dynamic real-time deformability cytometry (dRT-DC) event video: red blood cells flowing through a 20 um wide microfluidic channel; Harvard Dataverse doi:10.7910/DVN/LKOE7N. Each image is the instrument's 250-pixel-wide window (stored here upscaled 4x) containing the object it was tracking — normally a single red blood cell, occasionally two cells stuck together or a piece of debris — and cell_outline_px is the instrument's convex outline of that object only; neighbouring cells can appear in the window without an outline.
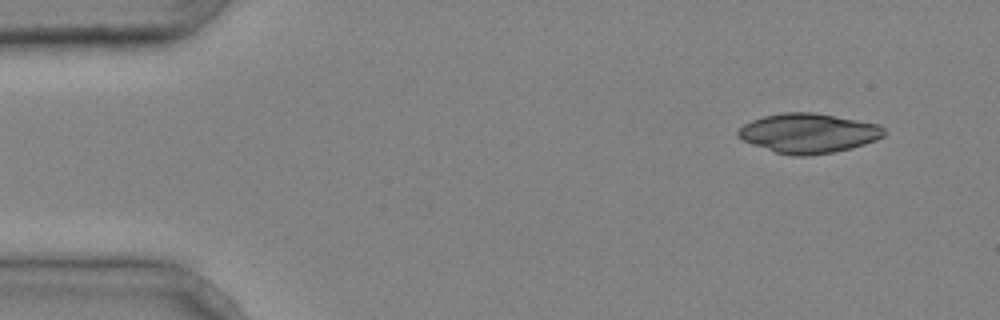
{"species": "common noctule bat (a hibernating species)", "species_latin": "Nyctalus noctula", "temperature_condition": "cold", "stored_images_in_passage": 2, "camera_frame_rate_fps": 3000, "um_per_image_px": 0.085, "animal": {"sex": "male", "body_mass_g": 20.4}, "frame": {"image": 1, "passage_image": 1, "time_ms": 0.0, "image_size_px": [1000, 320], "cell_outline_px": [[888, 132], [884, 136], [876, 140], [852, 148], [832, 152], [808, 156], [792, 156], [776, 152], [752, 144], [736, 136], [736, 132], [744, 124], [752, 120], [764, 116], [784, 112], [816, 112], [880, 124]], "centroid_in_image_um": [68.75, 11.31], "position_along_channel_um": 16.3, "area_um2": 33.87}}